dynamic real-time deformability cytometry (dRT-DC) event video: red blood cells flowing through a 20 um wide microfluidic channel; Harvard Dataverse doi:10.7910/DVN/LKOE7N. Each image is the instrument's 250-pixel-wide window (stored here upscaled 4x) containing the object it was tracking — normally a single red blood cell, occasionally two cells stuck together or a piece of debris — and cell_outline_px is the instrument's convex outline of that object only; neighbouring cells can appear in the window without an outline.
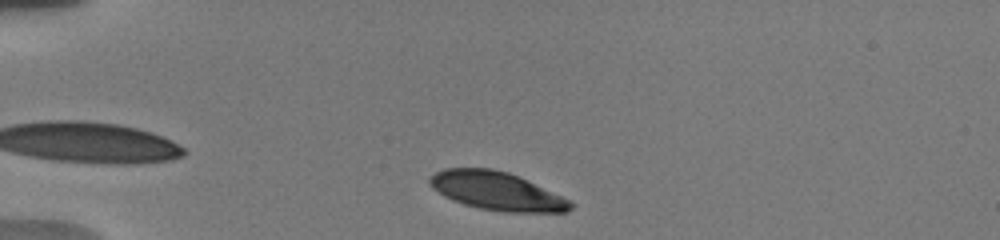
{"species": "human", "species_latin": "Homo sapiens", "temperature_condition": "warm", "stored_images_in_passage": 7, "camera_frame_rate_fps": 3000, "um_per_image_px": 0.085, "donor": {"sex": "male"}, "frame": {"image": 1, "passage_image": 2, "time_ms": 0.333, "image_size_px": [1000, 240], "cell_outline_px": [[572, 208], [568, 212], [504, 212], [480, 208], [464, 204], [452, 200], [444, 196], [432, 188], [428, 184], [428, 180], [436, 172], [444, 168], [492, 168], [508, 172], [560, 196], [568, 200], [572, 204]], "centroid_in_image_um": [42.16, 16.24], "position_along_channel_um": 42.8, "area_um2": 30.98}}
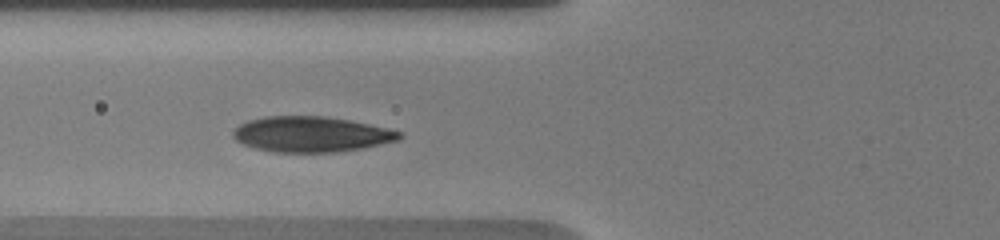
{"frame": {"image": 2, "passage_image": 6, "time_ms": 3.0, "image_size_px": [1000, 240], "cell_outline_px": [[404, 136], [400, 140], [364, 148], [336, 152], [272, 152], [256, 148], [244, 144], [236, 140], [232, 136], [232, 132], [240, 124], [248, 120], [264, 116], [324, 116], [348, 120], [388, 128], [400, 132]], "centroid_in_image_um": [26.46, 11.41], "position_along_channel_um": 99.3, "area_um2": 34.45}}